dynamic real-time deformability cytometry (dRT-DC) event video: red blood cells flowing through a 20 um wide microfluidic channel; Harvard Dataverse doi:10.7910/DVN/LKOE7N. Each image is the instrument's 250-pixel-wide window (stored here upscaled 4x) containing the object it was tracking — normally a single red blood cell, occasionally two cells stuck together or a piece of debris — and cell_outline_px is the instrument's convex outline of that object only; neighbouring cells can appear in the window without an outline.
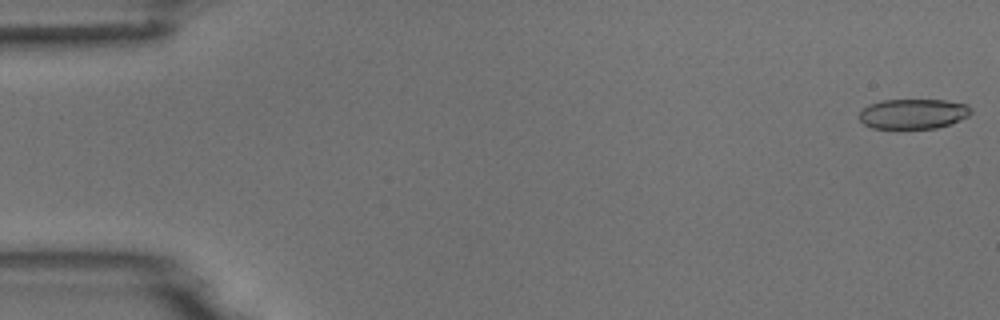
{"species": "common noctule bat (a hibernating species)", "species_latin": "Nyctalus noctula", "temperature_condition": "room temperature", "stored_images_in_passage": 5, "camera_frame_rate_fps": 3000, "um_per_image_px": 0.085, "animal": {"sex": "male", "body_mass_g": 18.8}, "frame": {"image": 1, "passage_image": 1, "time_ms": 0.0, "image_size_px": [1000, 320], "cell_outline_px": [[972, 112], [968, 116], [960, 120], [936, 128], [872, 128], [864, 124], [856, 116], [868, 104], [880, 100], [944, 100], [968, 104], [972, 108]], "centroid_in_image_um": [77.61, 9.66], "position_along_channel_um": 7.4, "area_um2": 19.65}}
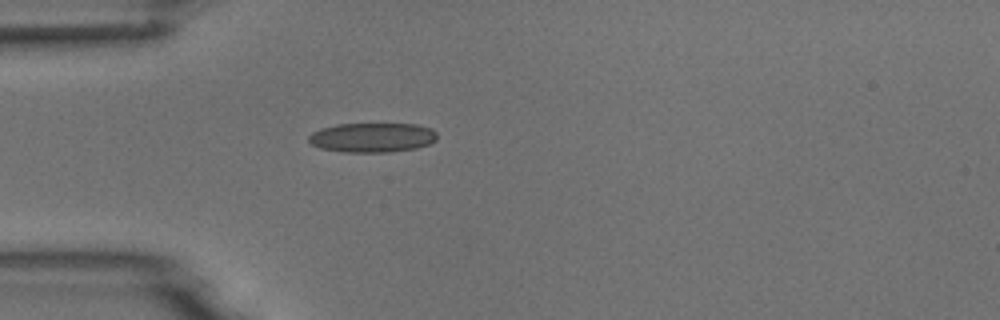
{"frame": {"image": 2, "passage_image": 5, "time_ms": 4.667, "image_size_px": [1000, 320], "cell_outline_px": [[436, 140], [428, 144], [416, 148], [388, 152], [340, 152], [320, 148], [312, 144], [308, 140], [308, 136], [312, 132], [320, 128], [336, 124], [416, 124], [432, 128], [436, 132]], "centroid_in_image_um": [31.62, 11.68], "position_along_channel_um": 53.4, "area_um2": 22.2}}